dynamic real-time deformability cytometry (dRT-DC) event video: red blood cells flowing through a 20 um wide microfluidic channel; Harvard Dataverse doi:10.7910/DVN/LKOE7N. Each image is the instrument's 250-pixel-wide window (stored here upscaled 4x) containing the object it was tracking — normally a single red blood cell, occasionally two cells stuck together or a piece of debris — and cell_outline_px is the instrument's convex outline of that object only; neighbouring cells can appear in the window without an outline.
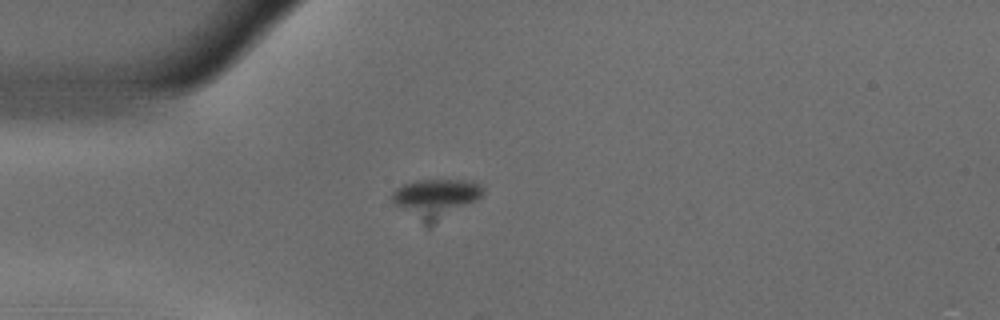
{"species": "common noctule bat (a hibernating species)", "species_latin": "Nyctalus noctula", "temperature_condition": "warm", "stored_images_in_passage": 49, "camera_frame_rate_fps": 3000, "um_per_image_px": 0.085, "animal": {"sex": "male", "body_mass_g": 18.8}, "frame": {"image": 1, "passage_image": 9, "time_ms": 2.667, "image_size_px": [1000, 320], "cell_outline_px": [[484, 196], [428, 228], [392, 204], [392, 192], [396, 188], [404, 184], [416, 180], [464, 180], [480, 184], [484, 188]], "centroid_in_image_um": [37.01, 16.89], "position_along_channel_um": 48.0, "area_um2": 21.1}}
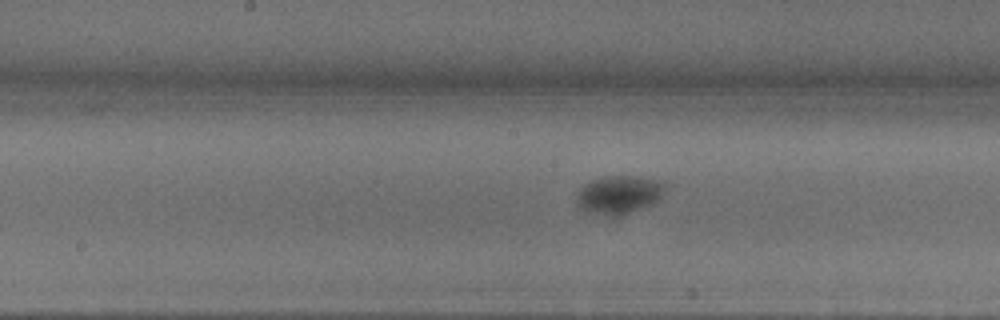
{"frame": {"image": 2, "passage_image": 22, "time_ms": 7.0, "image_size_px": [1000, 320], "cell_outline_px": [[664, 188], [660, 196], [652, 204], [620, 216], [608, 216], [588, 212], [580, 208], [576, 200], [576, 192], [584, 184], [592, 180], [608, 176], [628, 176], [660, 180], [664, 184]], "centroid_in_image_um": [52.55, 16.56], "position_along_channel_um": 195.6, "area_um2": 19.54}}
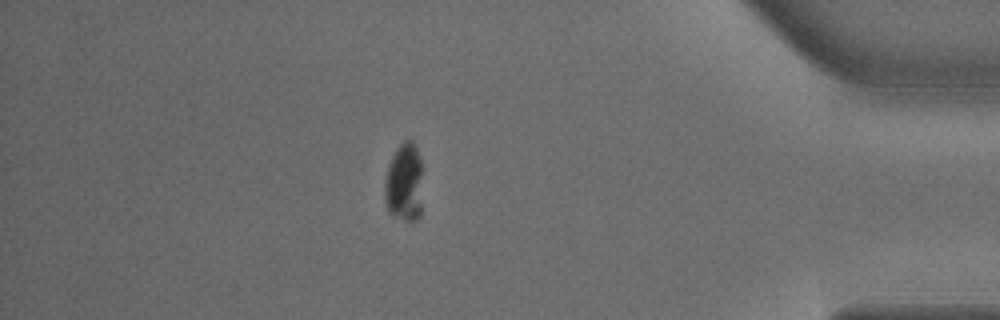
{"frame": {"image": 3, "passage_image": 42, "time_ms": 13.667, "image_size_px": [1000, 320], "cell_outline_px": [[420, 216], [416, 220], [408, 220], [392, 216], [388, 212], [384, 200], [384, 180], [388, 164], [396, 148], [404, 140], [412, 140], [420, 156]], "centroid_in_image_um": [34.3, 15.52], "position_along_channel_um": 400.9, "area_um2": 17.4}}